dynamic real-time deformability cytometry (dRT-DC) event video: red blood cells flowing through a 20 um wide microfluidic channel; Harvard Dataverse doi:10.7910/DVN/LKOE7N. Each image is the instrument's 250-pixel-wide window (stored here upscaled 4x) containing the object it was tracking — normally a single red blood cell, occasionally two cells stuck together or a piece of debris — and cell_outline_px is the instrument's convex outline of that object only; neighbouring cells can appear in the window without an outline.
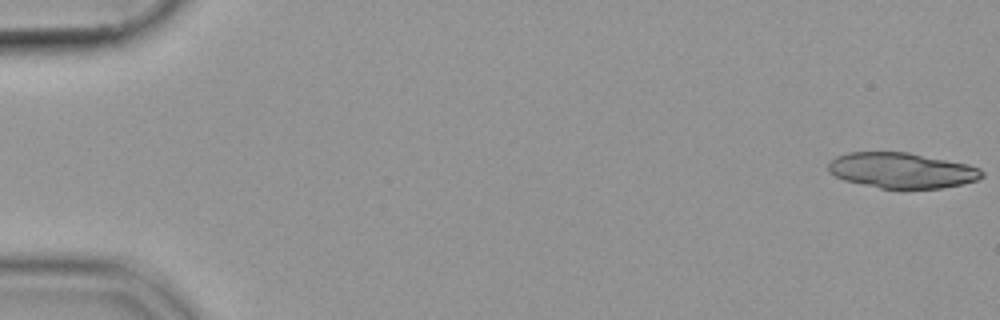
{"species": "common noctule bat (a hibernating species)", "species_latin": "Nyctalus noctula", "temperature_condition": "cold", "stored_images_in_passage": 54, "segment_of_instrument_passage": [1, 2], "camera_frame_rate_fps": 3000, "um_per_image_px": 0.085, "animal": {"sex": "female", "body_mass_g": 19.9}, "frame": {"image": 1, "passage_image": 1, "time_ms": 0.0, "image_size_px": [1000, 320], "cell_outline_px": [[984, 176], [976, 180], [960, 184], [940, 188], [880, 188], [844, 180], [828, 172], [828, 164], [836, 156], [848, 152], [908, 152], [968, 164], [980, 168], [984, 172]], "centroid_in_image_um": [76.65, 14.47], "position_along_channel_um": 8.4, "area_um2": 31.62}}